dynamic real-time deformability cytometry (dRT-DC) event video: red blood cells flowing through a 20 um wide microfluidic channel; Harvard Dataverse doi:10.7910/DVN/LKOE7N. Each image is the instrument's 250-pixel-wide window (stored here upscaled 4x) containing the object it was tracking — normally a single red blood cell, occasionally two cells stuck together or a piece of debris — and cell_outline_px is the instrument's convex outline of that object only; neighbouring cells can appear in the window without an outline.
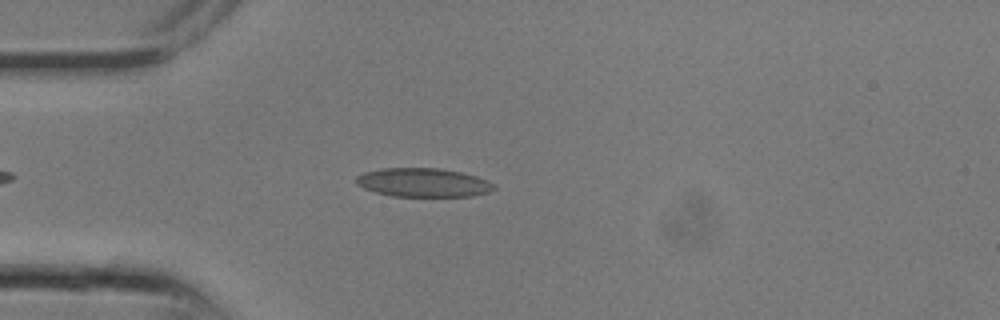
{"species": "common noctule bat (a hibernating species)", "species_latin": "Nyctalus noctula", "temperature_condition": "room temperature", "stored_images_in_passage": 5, "camera_frame_rate_fps": 3000, "um_per_image_px": 0.085, "animal": {"sex": "male", "body_mass_g": 13.3}, "frame": {"image": 1, "passage_image": 3, "time_ms": 0.667, "image_size_px": [1000, 320], "cell_outline_px": [[496, 188], [488, 192], [472, 196], [392, 196], [376, 192], [364, 188], [356, 184], [356, 176], [364, 172], [384, 168], [440, 168], [460, 172], [476, 176], [488, 180], [496, 184]], "centroid_in_image_um": [35.99, 15.51], "position_along_channel_um": 49.0, "area_um2": 23.12}}
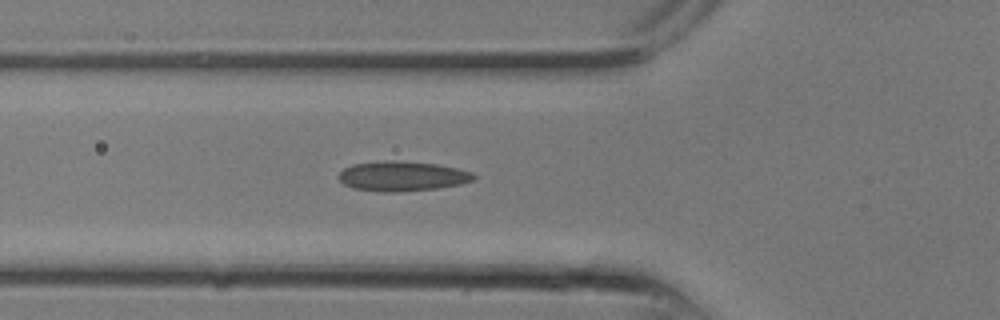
{"frame": {"image": 2, "passage_image": 5, "time_ms": 1.333, "image_size_px": [1000, 320], "cell_outline_px": [[476, 176], [472, 180], [460, 184], [436, 188], [400, 192], [380, 192], [352, 188], [344, 184], [336, 176], [344, 168], [352, 164], [384, 160], [392, 160], [436, 164], [456, 168], [472, 172]], "centroid_in_image_um": [34.13, 14.97], "position_along_channel_um": 91.7, "area_um2": 23.52}}